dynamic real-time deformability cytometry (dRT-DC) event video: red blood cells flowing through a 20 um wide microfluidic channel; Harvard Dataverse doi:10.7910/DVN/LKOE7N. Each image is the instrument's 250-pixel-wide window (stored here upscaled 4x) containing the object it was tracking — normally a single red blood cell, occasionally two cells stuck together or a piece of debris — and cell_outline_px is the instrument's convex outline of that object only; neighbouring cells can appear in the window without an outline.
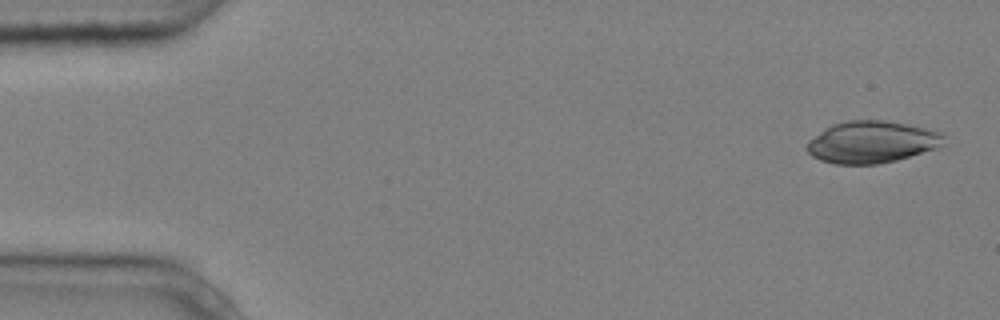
{"species": "common noctule bat (a hibernating species)", "species_latin": "Nyctalus noctula", "temperature_condition": "cold", "stored_images_in_passage": 3, "camera_frame_rate_fps": 3000, "um_per_image_px": 0.085, "animal": {"sex": "male", "body_mass_g": 20.4}, "frame": {"image": 1, "passage_image": 1, "time_ms": 0.0, "image_size_px": [1000, 320], "cell_outline_px": [[944, 136], [940, 144], [936, 148], [896, 160], [876, 164], [836, 164], [820, 160], [812, 156], [804, 148], [808, 140], [832, 124], [848, 120], [884, 120], [908, 124], [940, 132]], "centroid_in_image_um": [74.03, 12.07], "position_along_channel_um": 11.0, "area_um2": 33.23}}